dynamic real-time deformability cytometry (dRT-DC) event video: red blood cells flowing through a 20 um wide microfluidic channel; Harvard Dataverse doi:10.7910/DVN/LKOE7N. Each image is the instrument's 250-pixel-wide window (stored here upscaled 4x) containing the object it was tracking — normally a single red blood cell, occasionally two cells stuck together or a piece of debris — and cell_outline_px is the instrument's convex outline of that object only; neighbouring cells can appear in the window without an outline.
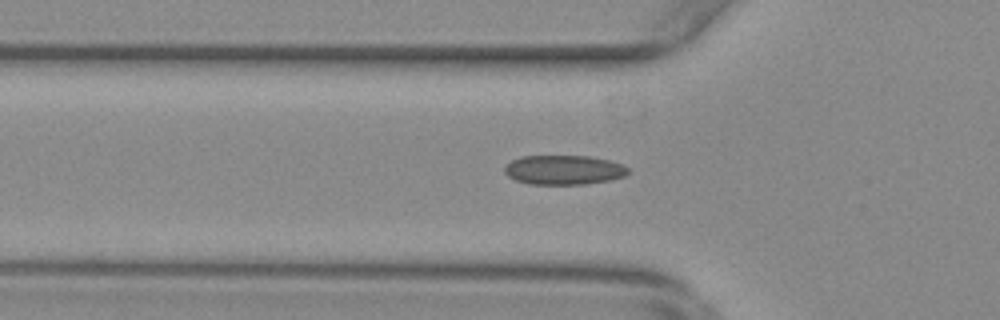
{"species": "common noctule bat (a hibernating species)", "species_latin": "Nyctalus noctula", "temperature_condition": "warm", "stored_images_in_passage": 35, "camera_frame_rate_fps": 3000, "um_per_image_px": 0.085, "animal": {"sex": "female", "body_mass_g": 29.2, "forearm_length_mm": 56.3}, "frame": {"image": 1, "passage_image": 2, "time_ms": 0.333, "image_size_px": [1000, 320], "cell_outline_px": [[628, 172], [624, 176], [612, 180], [584, 184], [528, 184], [516, 180], [508, 176], [504, 172], [504, 168], [512, 160], [520, 156], [588, 156], [608, 160], [620, 164], [628, 168]], "centroid_in_image_um": [47.9, 14.44], "position_along_channel_um": 77.9, "area_um2": 21.1}}
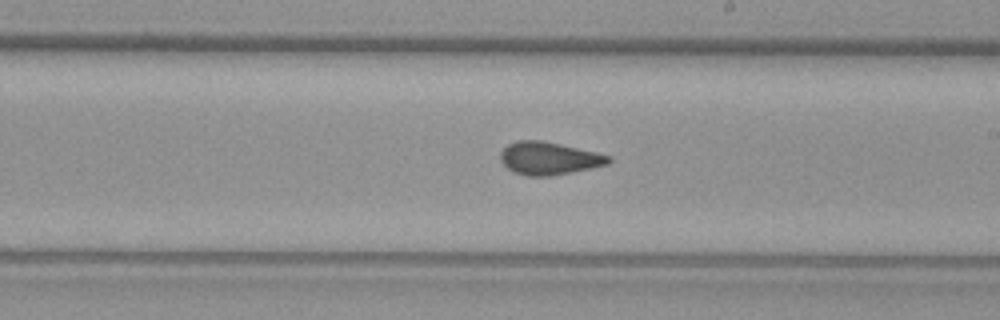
{"frame": {"image": 2, "passage_image": 15, "time_ms": 4.667, "image_size_px": [1000, 320], "cell_outline_px": [[612, 160], [608, 164], [572, 172], [552, 176], [528, 176], [512, 172], [500, 160], [500, 152], [508, 144], [520, 140], [540, 140], [560, 144], [596, 152], [612, 156]], "centroid_in_image_um": [46.66, 13.46], "position_along_channel_um": 242.3, "area_um2": 20.63}}
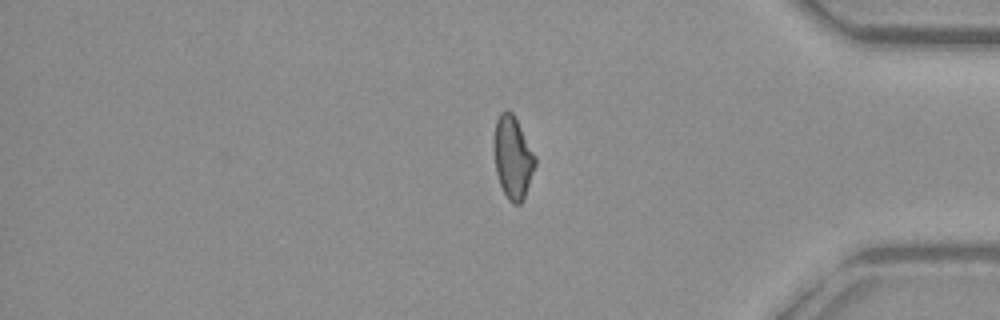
{"frame": {"image": 3, "passage_image": 29, "time_ms": 9.333, "image_size_px": [1000, 320], "cell_outline_px": [[536, 164], [524, 200], [520, 204], [512, 204], [508, 200], [500, 184], [496, 172], [492, 148], [492, 140], [496, 120], [500, 112], [508, 108], [512, 112], [536, 156]], "centroid_in_image_um": [43.56, 13.37], "position_along_channel_um": 391.6, "area_um2": 20.23}}